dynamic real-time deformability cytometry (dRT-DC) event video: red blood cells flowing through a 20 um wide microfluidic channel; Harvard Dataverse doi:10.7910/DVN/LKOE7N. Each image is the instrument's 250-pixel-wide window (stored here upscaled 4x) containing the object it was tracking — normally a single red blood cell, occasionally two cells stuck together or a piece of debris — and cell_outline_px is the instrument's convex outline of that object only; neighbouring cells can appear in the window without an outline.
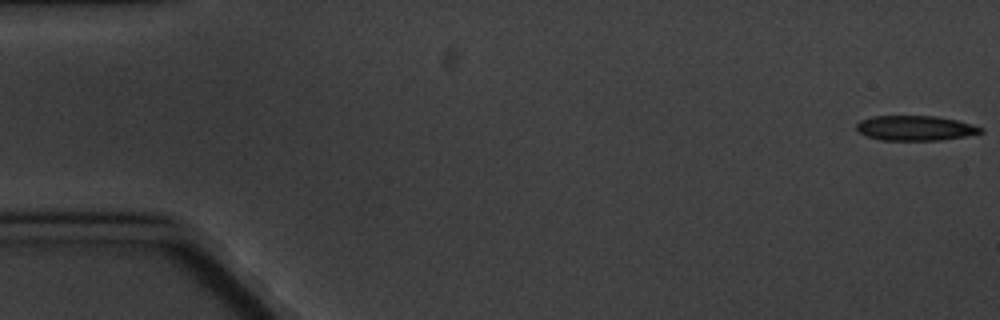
{"species": "common noctule bat (a hibernating species)", "species_latin": "Nyctalus noctula", "temperature_condition": "cold", "stored_images_in_passage": 8, "camera_frame_rate_fps": 3000, "um_per_image_px": 0.085, "animal": {"sex": "male", "body_mass_g": 20.1, "forearm_length_mm": 53.5}, "frame": {"image": 1, "passage_image": 1, "time_ms": 0.0, "image_size_px": [1000, 320], "cell_outline_px": [[984, 132], [964, 136], [940, 140], [880, 140], [868, 136], [860, 132], [856, 128], [856, 124], [860, 120], [872, 116], [936, 116], [956, 120], [972, 124], [984, 128]], "centroid_in_image_um": [77.8, 10.88], "position_along_channel_um": 7.2, "area_um2": 17.98}}
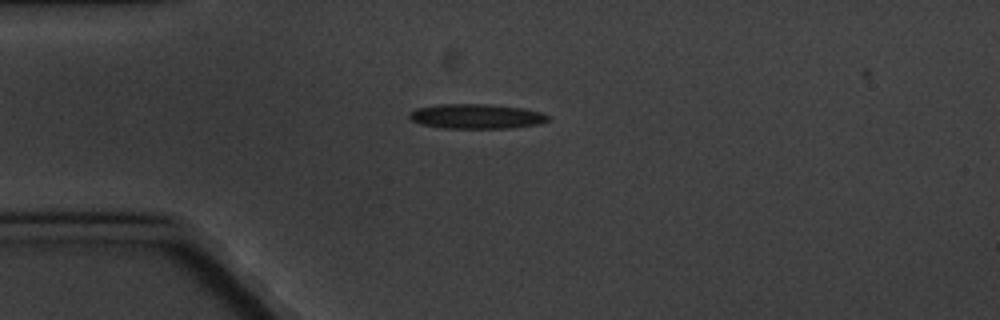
{"frame": {"image": 2, "passage_image": 5, "time_ms": 4.667, "image_size_px": [1000, 320], "cell_outline_px": [[552, 116], [548, 120], [540, 124], [512, 128], [440, 128], [420, 124], [412, 120], [408, 116], [408, 112], [416, 108], [440, 104], [488, 104], [524, 108], [540, 112]], "centroid_in_image_um": [40.49, 9.89], "position_along_channel_um": 44.5, "area_um2": 20.23}}